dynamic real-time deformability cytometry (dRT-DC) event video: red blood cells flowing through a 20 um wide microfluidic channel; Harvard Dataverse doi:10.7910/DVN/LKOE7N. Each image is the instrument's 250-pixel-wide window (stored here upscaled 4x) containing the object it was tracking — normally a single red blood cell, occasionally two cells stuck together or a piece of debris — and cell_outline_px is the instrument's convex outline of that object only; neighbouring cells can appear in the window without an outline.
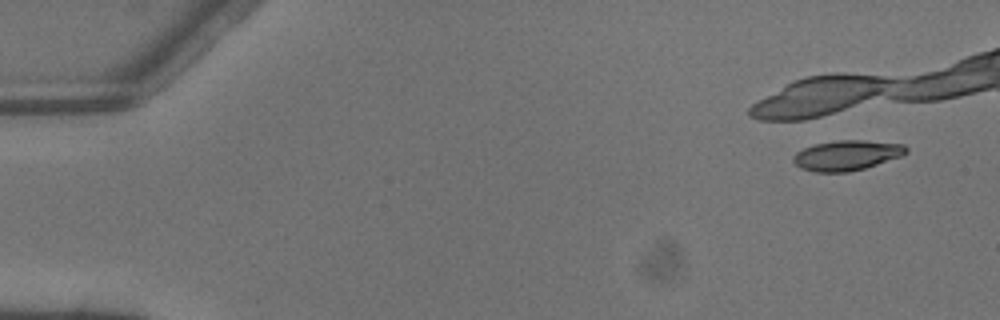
{"species": "common noctule bat (a hibernating species)", "species_latin": "Nyctalus noctula", "temperature_condition": "warm", "stored_images_in_passage": 4, "camera_frame_rate_fps": 3000, "um_per_image_px": 0.085, "animal": {"sex": "male", "body_mass_g": 13.3}, "frame": {"image": 1, "passage_image": 1, "time_ms": 0.0, "image_size_px": [1000, 320], "cell_outline_px": [[908, 152], [900, 156], [864, 168], [848, 172], [816, 172], [800, 168], [792, 160], [792, 156], [796, 152], [804, 148], [816, 144], [840, 140], [864, 140], [904, 144], [908, 148]], "centroid_in_image_um": [71.96, 13.2], "position_along_channel_um": 13.0, "area_um2": 19.65}}